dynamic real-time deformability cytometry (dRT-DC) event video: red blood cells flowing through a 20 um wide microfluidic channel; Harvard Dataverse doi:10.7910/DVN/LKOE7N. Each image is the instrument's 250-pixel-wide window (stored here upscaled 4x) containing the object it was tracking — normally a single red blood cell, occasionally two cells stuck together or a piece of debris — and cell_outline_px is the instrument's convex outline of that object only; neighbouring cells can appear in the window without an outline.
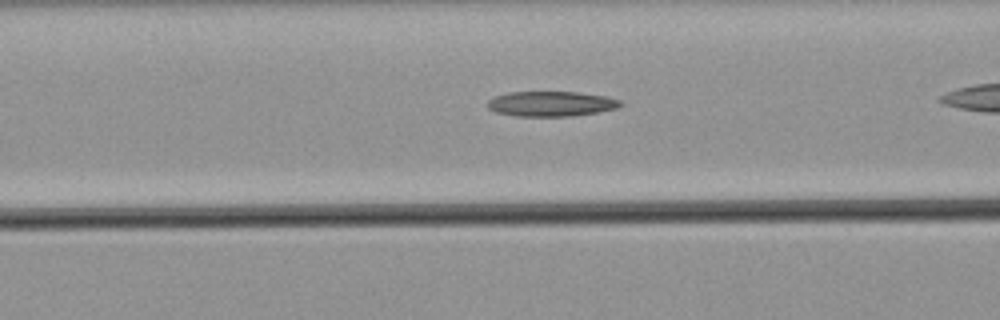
{"species": "common noctule bat (a hibernating species)", "species_latin": "Nyctalus noctula", "temperature_condition": "warm", "stored_images_in_passage": 29, "camera_frame_rate_fps": 3000, "um_per_image_px": 0.085, "animal": {"sex": "male", "body_mass_g": 21.5, "forearm_length_mm": 52.0}, "frame": {"image": 1, "passage_image": 9, "time_ms": 2.667, "image_size_px": [1000, 320], "cell_outline_px": [[624, 104], [616, 108], [596, 112], [572, 116], [516, 116], [496, 112], [488, 108], [488, 100], [492, 96], [508, 92], [580, 92], [608, 96], [620, 100]], "centroid_in_image_um": [46.84, 8.81], "position_along_channel_um": 119.8, "area_um2": 19.54}}